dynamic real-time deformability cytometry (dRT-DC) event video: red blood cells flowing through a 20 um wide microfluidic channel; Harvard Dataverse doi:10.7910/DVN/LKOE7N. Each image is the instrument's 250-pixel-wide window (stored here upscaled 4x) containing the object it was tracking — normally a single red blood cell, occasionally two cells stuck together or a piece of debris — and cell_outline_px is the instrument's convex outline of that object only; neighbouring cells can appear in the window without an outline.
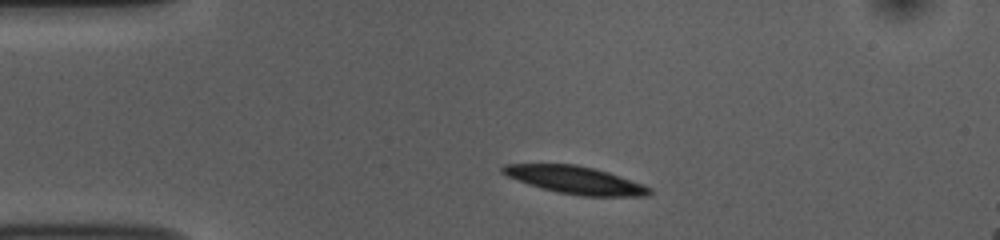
{"species": "common noctule bat (a hibernating species)", "species_latin": "Nyctalus noctula", "temperature_condition": "room temperature", "stored_images_in_passage": 44, "camera_frame_rate_fps": 3000, "um_per_image_px": 0.085, "animal": {"sex": "female", "body_mass_g": 10.0, "forearm_length_mm": 53.1}, "frame": {"image": 1, "passage_image": 1, "time_ms": 0.0, "image_size_px": [1000, 240], "cell_outline_px": [[652, 192], [648, 196], [580, 196], [556, 192], [540, 188], [528, 184], [508, 176], [500, 172], [500, 168], [504, 164], [576, 164], [608, 172], [644, 184], [652, 188]], "centroid_in_image_um": [48.91, 15.31], "position_along_channel_um": 36.1, "area_um2": 23.7}}
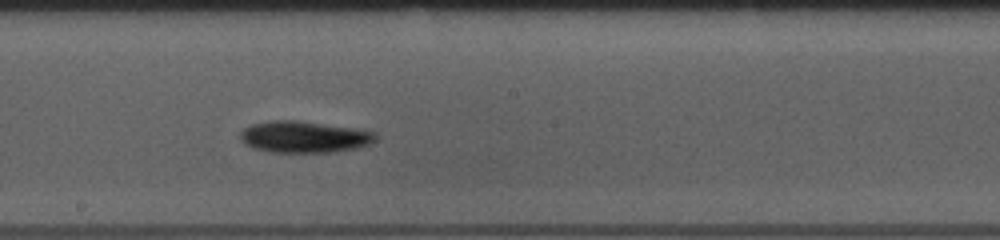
{"frame": {"image": 2, "passage_image": 19, "time_ms": 6.0, "image_size_px": [1000, 240], "cell_outline_px": [[380, 136], [376, 140], [368, 144], [356, 148], [332, 152], [268, 152], [252, 148], [244, 144], [240, 140], [240, 132], [244, 128], [252, 124], [272, 120], [296, 120], [352, 128], [372, 132]], "centroid_in_image_um": [25.8, 11.64], "position_along_channel_um": 222.4, "area_um2": 24.85}}
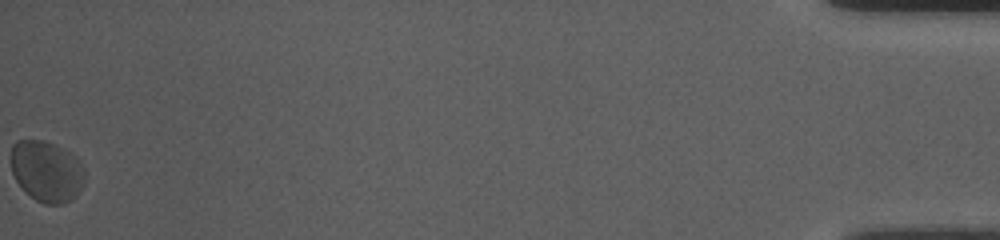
{"frame": {"image": 3, "passage_image": 44, "time_ms": 14.333, "image_size_px": [1000, 240], "cell_outline_px": [[84, 184], [76, 196], [72, 200], [64, 204], [44, 204], [36, 200], [16, 180], [12, 172], [12, 144], [16, 140], [40, 140], [56, 144], [72, 152], [80, 160], [84, 168]], "centroid_in_image_um": [4.02, 14.54], "position_along_channel_um": 431.2, "area_um2": 26.41}, "authors_computed_cell_mechanics": {"area_um2": 24.0159, "velocity_mm_per_s": 3.6835, "shape_relaxation_time_tau1_ms": 1.5996, "shape_relaxation_time_tau2_ms": null, "deformation_change_tau1": 0.067, "deformation_change_tau2": null}}